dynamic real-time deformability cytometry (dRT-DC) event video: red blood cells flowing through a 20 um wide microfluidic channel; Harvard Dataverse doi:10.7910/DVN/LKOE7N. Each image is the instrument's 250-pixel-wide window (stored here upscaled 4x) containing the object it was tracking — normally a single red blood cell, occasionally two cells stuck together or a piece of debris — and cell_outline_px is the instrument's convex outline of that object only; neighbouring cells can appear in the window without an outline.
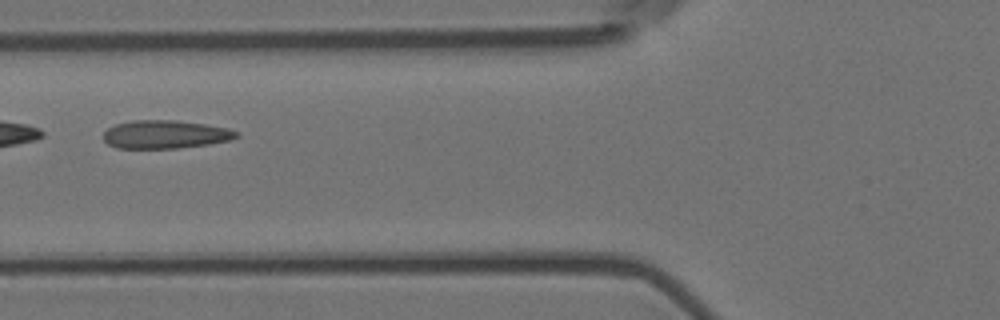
{"species": "Egyptian fruit bat (a non-hibernating species)", "species_latin": "Rousettus aegyptiacus", "temperature_condition": "room temperature", "stored_images_in_passage": 7, "camera_frame_rate_fps": 3000, "um_per_image_px": 0.085, "animal": {"sex": "female"}, "frame": {"image": 1, "passage_image": 5, "time_ms": 1.333, "image_size_px": [1000, 320], "cell_outline_px": [[240, 136], [228, 140], [208, 144], [176, 148], [116, 148], [108, 144], [104, 140], [104, 132], [108, 128], [116, 124], [132, 120], [176, 120], [204, 124], [228, 128], [240, 132]], "centroid_in_image_um": [14.05, 11.42], "position_along_channel_um": 111.8, "area_um2": 21.85}}
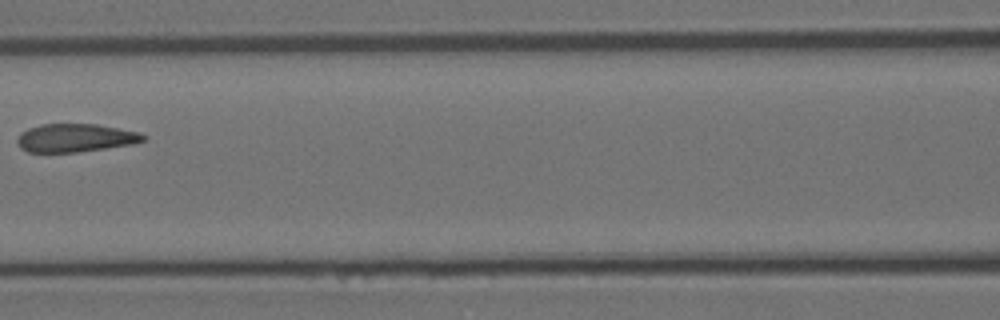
{"frame": {"image": 2, "passage_image": 6, "time_ms": 1.667, "image_size_px": [1000, 320], "cell_outline_px": [[148, 136], [144, 140], [132, 144], [80, 152], [28, 152], [20, 148], [16, 140], [20, 132], [28, 128], [40, 124], [96, 124], [140, 132]], "centroid_in_image_um": [6.39, 11.72], "position_along_channel_um": 160.2, "area_um2": 20.87}}
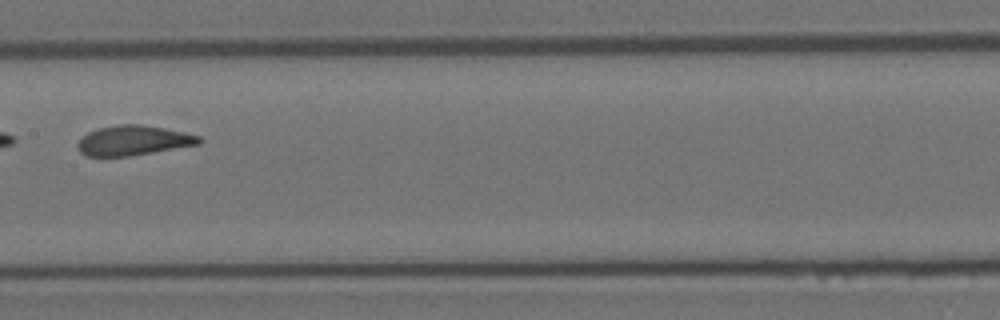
{"frame": {"image": 3, "passage_image": 7, "time_ms": 2.0, "image_size_px": [1000, 320], "cell_outline_px": [[204, 140], [200, 144], [128, 156], [88, 156], [80, 152], [76, 144], [88, 132], [100, 128], [120, 124], [140, 124], [164, 128], [184, 132], [200, 136]], "centroid_in_image_um": [11.36, 11.93], "position_along_channel_um": 196.0, "area_um2": 20.92}}